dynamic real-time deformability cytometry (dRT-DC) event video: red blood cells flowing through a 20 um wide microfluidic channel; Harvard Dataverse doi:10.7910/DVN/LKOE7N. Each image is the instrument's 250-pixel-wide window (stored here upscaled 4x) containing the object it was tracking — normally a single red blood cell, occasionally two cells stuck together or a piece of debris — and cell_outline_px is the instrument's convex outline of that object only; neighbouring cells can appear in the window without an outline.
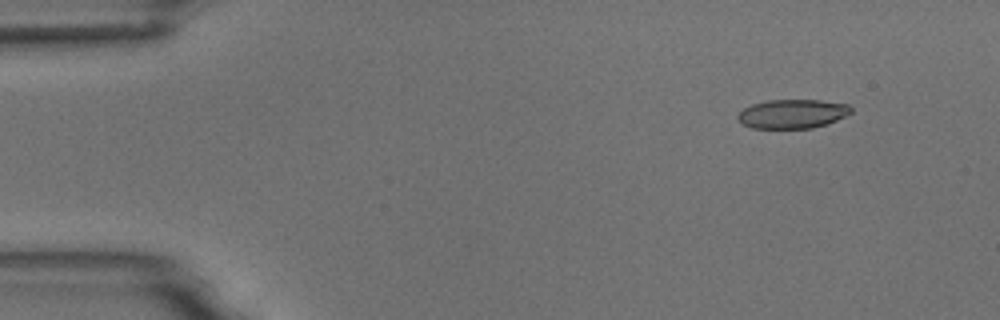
{"species": "common noctule bat (a hibernating species)", "species_latin": "Nyctalus noctula", "temperature_condition": "room temperature", "stored_images_in_passage": 4, "camera_frame_rate_fps": 3000, "um_per_image_px": 0.085, "animal": {"sex": "male", "body_mass_g": 18.8}, "frame": {"image": 1, "passage_image": 1, "time_ms": 0.0, "image_size_px": [1000, 320], "cell_outline_px": [[852, 112], [828, 124], [812, 128], [752, 128], [744, 124], [736, 116], [744, 108], [752, 104], [768, 100], [820, 100], [848, 104], [852, 108]], "centroid_in_image_um": [67.38, 9.67], "position_along_channel_um": 17.6, "area_um2": 19.07}}
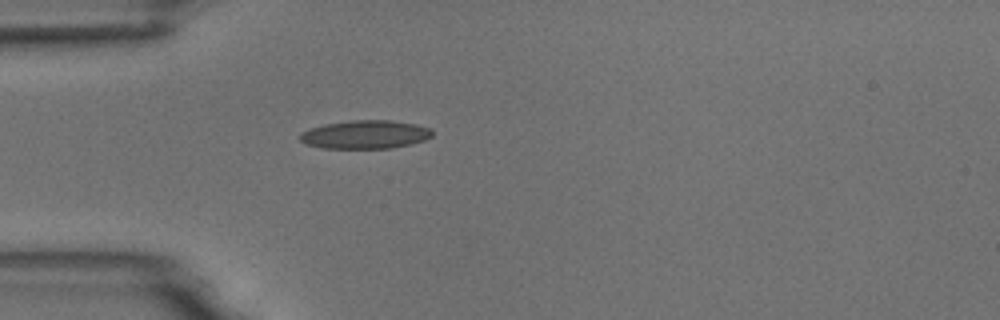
{"frame": {"image": 2, "passage_image": 4, "time_ms": 3.333, "image_size_px": [1000, 320], "cell_outline_px": [[432, 136], [424, 140], [408, 144], [388, 148], [324, 148], [308, 144], [300, 140], [300, 132], [308, 128], [324, 124], [352, 120], [392, 120], [416, 124], [428, 128], [432, 132]], "centroid_in_image_um": [31.01, 11.42], "position_along_channel_um": 54.0, "area_um2": 21.73}}